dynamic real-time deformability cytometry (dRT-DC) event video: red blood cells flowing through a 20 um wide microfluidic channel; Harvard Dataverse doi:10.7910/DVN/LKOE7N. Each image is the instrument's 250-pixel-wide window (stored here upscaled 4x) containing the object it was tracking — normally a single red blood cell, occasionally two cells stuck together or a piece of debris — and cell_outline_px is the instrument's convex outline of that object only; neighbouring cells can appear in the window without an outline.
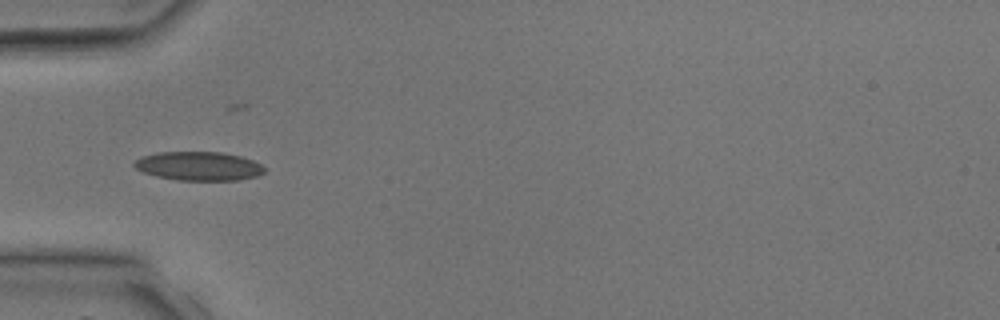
{"species": "common noctule bat (a hibernating species)", "species_latin": "Nyctalus noctula", "temperature_condition": "room temperature", "stored_images_in_passage": 4, "camera_frame_rate_fps": 3000, "um_per_image_px": 0.085, "animal": {"sex": "male", "body_mass_g": 17.9, "forearm_length_mm": 54.2}, "frame": {"image": 1, "passage_image": 4, "time_ms": 3.333, "image_size_px": [1000, 320], "cell_outline_px": [[264, 172], [256, 176], [236, 180], [176, 180], [156, 176], [144, 172], [136, 168], [132, 164], [140, 156], [156, 152], [220, 152], [240, 156], [252, 160], [260, 164], [264, 168]], "centroid_in_image_um": [16.85, 14.11], "position_along_channel_um": 68.2, "area_um2": 21.79}}